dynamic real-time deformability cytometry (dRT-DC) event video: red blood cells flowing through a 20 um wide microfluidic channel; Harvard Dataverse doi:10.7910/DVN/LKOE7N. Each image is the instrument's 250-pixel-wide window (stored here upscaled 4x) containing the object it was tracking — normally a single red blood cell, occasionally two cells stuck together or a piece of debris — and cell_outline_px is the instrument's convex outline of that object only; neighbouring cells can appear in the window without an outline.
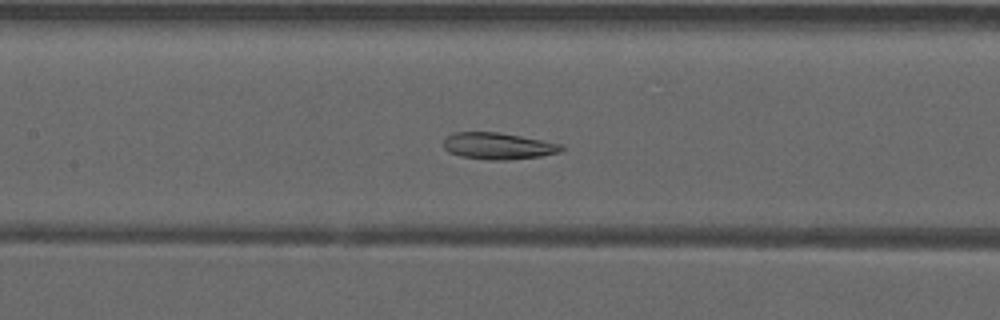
{"species": "common noctule bat (a hibernating species)", "species_latin": "Nyctalus noctula", "temperature_condition": "warm", "stored_images_in_passage": 53, "camera_frame_rate_fps": 3000, "um_per_image_px": 0.085, "animal": {"sex": "male", "forearm_length_mm": 52.5}, "frame": {"image": 1, "passage_image": 26, "time_ms": 8.333, "image_size_px": [1000, 320], "cell_outline_px": [[564, 148], [560, 152], [540, 156], [504, 160], [492, 160], [460, 156], [448, 152], [444, 148], [444, 140], [448, 136], [456, 132], [496, 132], [520, 136], [564, 144]], "centroid_in_image_um": [42.35, 12.41], "position_along_channel_um": 165.0, "area_um2": 18.15}}
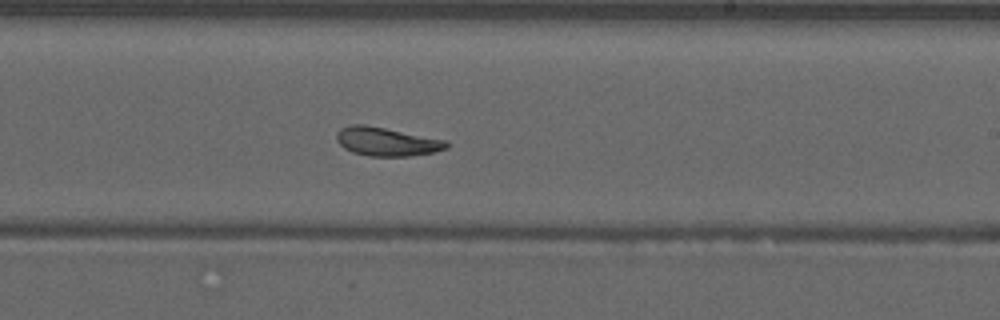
{"frame": {"image": 2, "passage_image": 33, "time_ms": 10.667, "image_size_px": [1000, 320], "cell_outline_px": [[448, 148], [432, 152], [412, 156], [368, 156], [352, 152], [344, 148], [336, 140], [336, 132], [340, 128], [348, 124], [364, 124], [448, 140]], "centroid_in_image_um": [32.84, 12.03], "position_along_channel_um": 256.2, "area_um2": 18.5}}
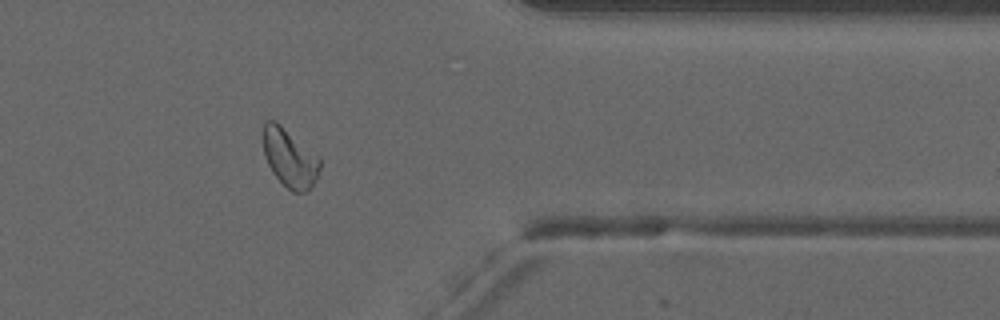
{"frame": {"image": 3, "passage_image": 44, "time_ms": 14.333, "image_size_px": [1000, 320], "cell_outline_px": [[320, 168], [316, 180], [308, 192], [292, 192], [272, 172], [268, 164], [264, 152], [264, 120], [276, 120], [316, 156], [320, 160]], "centroid_in_image_um": [24.62, 13.45], "position_along_channel_um": 386.8, "area_um2": 18.84}, "authors_computed_cell_mechanics": {"area_um2": 20.0566, "velocity_mm_per_s": 3.9155, "shape_relaxation_time_tau1_ms": null, "shape_relaxation_time_tau2_ms": 1.3715, "deformation_change_tau1": null, "deformation_change_tau2": 0.0613}}